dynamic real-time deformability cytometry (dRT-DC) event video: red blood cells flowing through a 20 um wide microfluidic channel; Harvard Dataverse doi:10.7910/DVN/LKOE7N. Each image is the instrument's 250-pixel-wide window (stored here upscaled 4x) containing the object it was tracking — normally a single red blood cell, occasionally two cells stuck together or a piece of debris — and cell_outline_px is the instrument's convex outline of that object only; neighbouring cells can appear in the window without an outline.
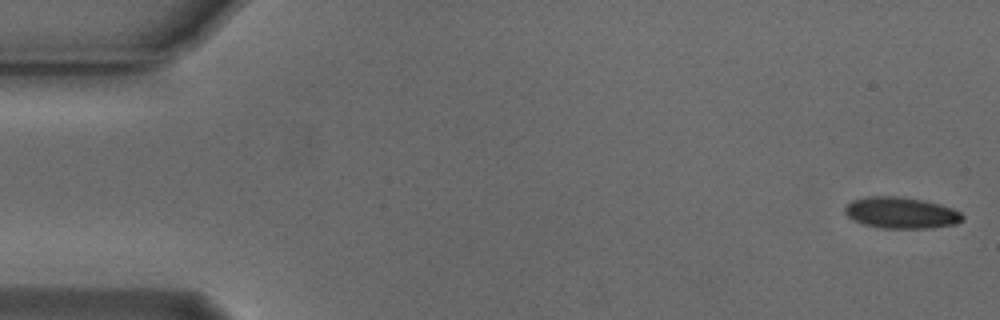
{"species": "Egyptian fruit bat (a non-hibernating species)", "species_latin": "Rousettus aegyptiacus", "temperature_condition": "cold", "stored_images_in_passage": 54, "camera_frame_rate_fps": 3000, "um_per_image_px": 0.085, "animal": {"sex": "male"}, "frame": {"image": 1, "passage_image": 1, "time_ms": 0.0, "image_size_px": [1000, 320], "cell_outline_px": [[964, 220], [956, 224], [928, 228], [884, 228], [864, 224], [848, 216], [844, 212], [844, 208], [852, 200], [868, 196], [896, 196], [924, 200], [940, 204], [952, 208], [960, 212], [964, 216]], "centroid_in_image_um": [76.62, 18.08], "position_along_channel_um": 8.4, "area_um2": 21.39}}
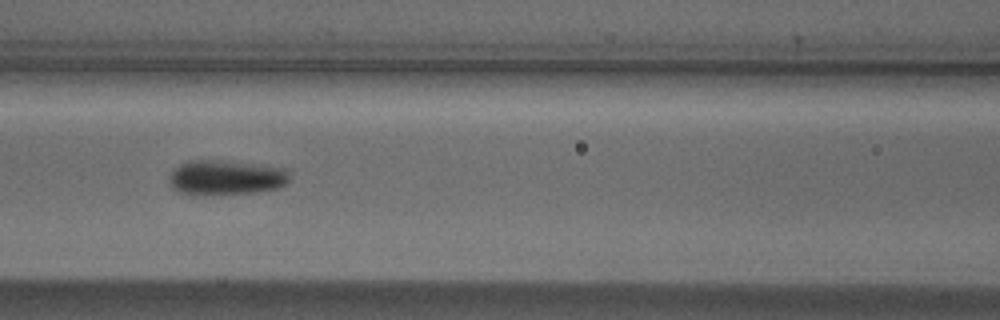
{"frame": {"image": 2, "passage_image": 23, "time_ms": 7.333, "image_size_px": [1000, 320], "cell_outline_px": [[288, 180], [284, 184], [276, 188], [256, 192], [204, 196], [192, 196], [180, 192], [172, 188], [168, 184], [168, 176], [172, 168], [180, 164], [192, 160], [216, 160], [284, 168], [288, 176]], "centroid_in_image_um": [19.06, 15.12], "position_along_channel_um": 147.5, "area_um2": 24.62}}
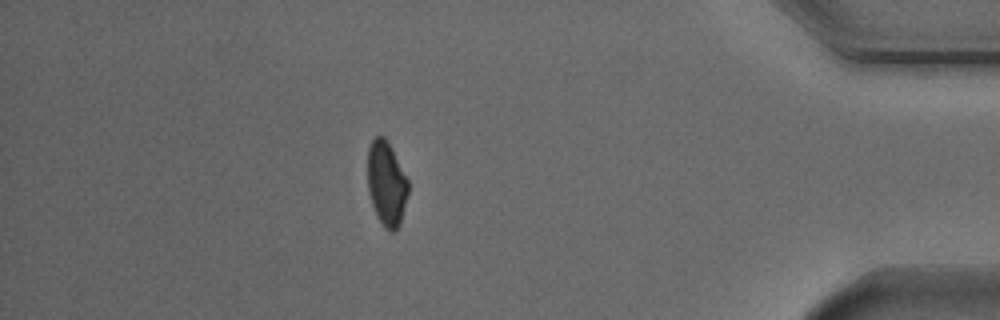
{"frame": {"image": 3, "passage_image": 47, "time_ms": 15.333, "image_size_px": [1000, 320], "cell_outline_px": [[408, 192], [400, 224], [392, 232], [384, 228], [376, 216], [368, 192], [368, 148], [372, 140], [376, 136], [384, 136], [392, 148], [408, 180]], "centroid_in_image_um": [32.84, 15.6], "position_along_channel_um": 402.4, "area_um2": 19.94}, "authors_computed_cell_mechanics": {"area_um2": 21.964, "velocity_mm_per_s": 3.7608, "shape_relaxation_time_tau1_ms": 2.3689, "shape_relaxation_time_tau2_ms": null, "deformation_change_tau1": 0.1018, "deformation_change_tau2": null}}